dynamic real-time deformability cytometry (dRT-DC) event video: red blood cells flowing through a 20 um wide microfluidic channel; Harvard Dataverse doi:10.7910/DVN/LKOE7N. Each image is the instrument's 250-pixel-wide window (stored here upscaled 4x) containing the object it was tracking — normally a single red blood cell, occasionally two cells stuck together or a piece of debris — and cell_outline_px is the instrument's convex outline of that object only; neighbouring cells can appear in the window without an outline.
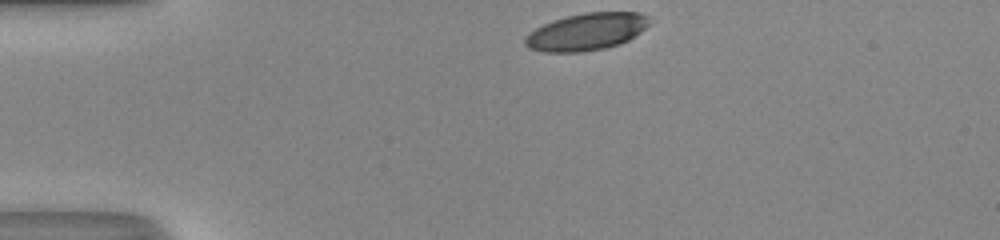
{"species": "human", "species_latin": "Homo sapiens", "temperature_condition": "room temperature", "stored_images_in_passage": 31, "camera_frame_rate_fps": 3000, "um_per_image_px": 0.085, "donor": {"sex": "male"}, "frame": {"image": 1, "passage_image": 1, "time_ms": 0.0, "image_size_px": [1000, 240], "cell_outline_px": [[652, 20], [640, 32], [628, 40], [620, 44], [604, 48], [580, 52], [544, 52], [528, 48], [524, 44], [524, 40], [536, 28], [552, 20], [584, 12], [640, 12], [648, 16]], "centroid_in_image_um": [49.87, 2.69], "position_along_channel_um": 35.1, "area_um2": 26.82}}
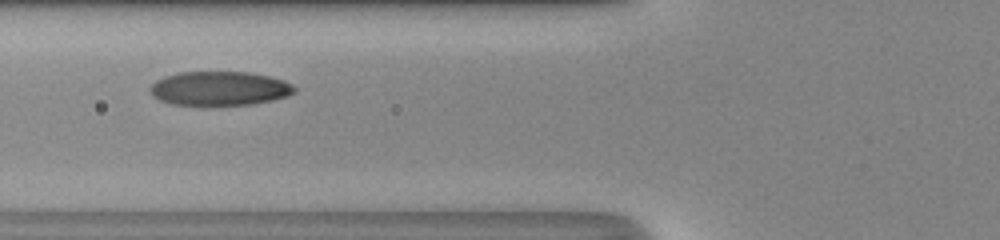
{"frame": {"image": 2, "passage_image": 10, "time_ms": 3.0, "image_size_px": [1000, 240], "cell_outline_px": [[296, 92], [288, 96], [272, 100], [252, 104], [204, 108], [172, 104], [160, 100], [152, 96], [148, 92], [148, 88], [156, 80], [164, 76], [180, 72], [248, 72], [268, 76], [284, 80], [292, 84], [296, 88]], "centroid_in_image_um": [18.62, 7.56], "position_along_channel_um": 107.2, "area_um2": 29.77}}
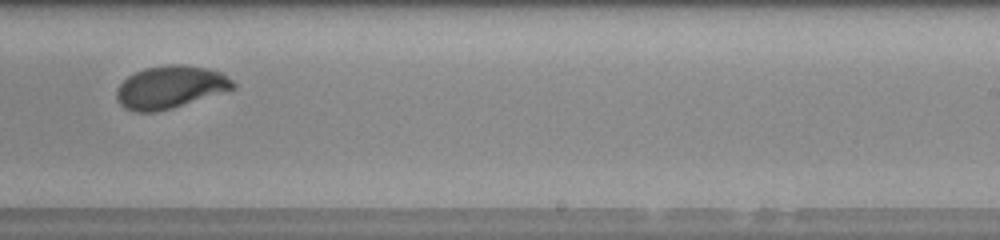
{"frame": {"image": 3, "passage_image": 22, "time_ms": 7.0, "image_size_px": [1000, 240], "cell_outline_px": [[236, 88], [172, 108], [156, 112], [136, 112], [124, 108], [116, 100], [116, 88], [128, 76], [144, 68], [168, 64], [180, 64], [208, 68], [220, 72], [232, 80], [236, 84]], "centroid_in_image_um": [14.45, 7.41], "position_along_channel_um": 274.6, "area_um2": 28.96}, "authors_computed_cell_mechanics": {"area_um2": 28.9578, "velocity_mm_per_s": 4.1983, "shape_relaxation_time_tau1_ms": 2.6035, "shape_relaxation_time_tau2_ms": null, "deformation_change_tau1": 0.1519, "deformation_change_tau2": null}}